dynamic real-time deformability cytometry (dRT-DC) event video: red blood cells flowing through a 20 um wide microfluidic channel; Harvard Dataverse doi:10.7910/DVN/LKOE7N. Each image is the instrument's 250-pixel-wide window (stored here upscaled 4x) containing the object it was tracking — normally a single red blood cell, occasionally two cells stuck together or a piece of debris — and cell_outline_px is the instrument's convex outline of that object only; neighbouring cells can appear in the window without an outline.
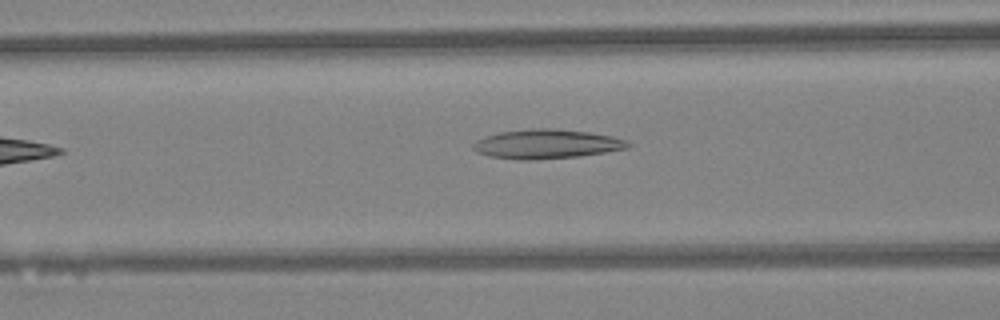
{"species": "Egyptian fruit bat (a non-hibernating species)", "species_latin": "Rousettus aegyptiacus", "temperature_condition": "warm", "stored_images_in_passage": 28, "camera_frame_rate_fps": 3000, "um_per_image_px": 0.085, "animal": {"sex": "female"}, "frame": {"image": 1, "passage_image": 5, "time_ms": 1.333, "image_size_px": [1000, 320], "cell_outline_px": [[632, 144], [628, 148], [604, 152], [576, 156], [528, 160], [516, 160], [488, 156], [476, 152], [472, 148], [472, 144], [476, 140], [484, 136], [500, 132], [528, 128], [556, 128], [588, 132], [612, 136], [628, 140]], "centroid_in_image_um": [46.42, 12.23], "position_along_channel_um": 120.2, "area_um2": 26.59}}
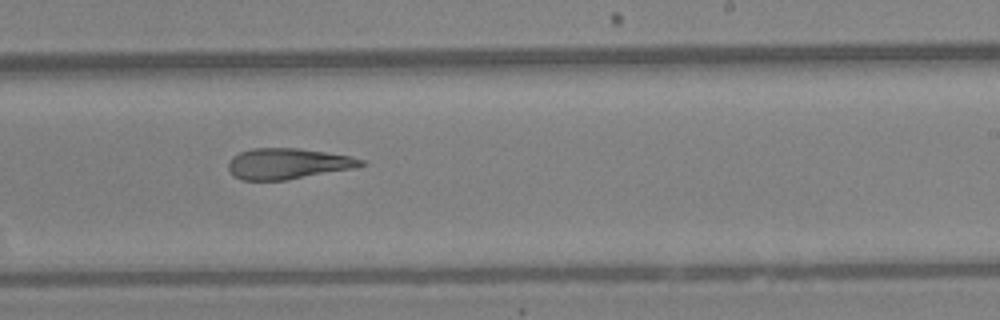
{"frame": {"image": 2, "passage_image": 15, "time_ms": 4.667, "image_size_px": [1000, 320], "cell_outline_px": [[368, 164], [352, 168], [288, 180], [240, 180], [232, 176], [228, 168], [228, 160], [232, 156], [240, 152], [252, 148], [296, 148], [352, 156], [364, 160]], "centroid_in_image_um": [24.42, 13.91], "position_along_channel_um": 264.6, "area_um2": 23.93}}
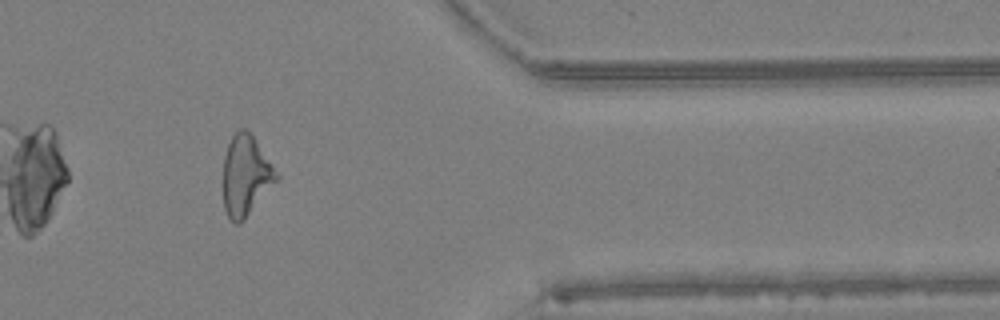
{"frame": {"image": 3, "passage_image": 25, "time_ms": 8.0, "image_size_px": [1000, 320], "cell_outline_px": [[280, 176], [244, 220], [240, 224], [236, 224], [228, 216], [224, 208], [224, 156], [228, 144], [232, 136], [240, 128], [244, 128], [252, 136]], "centroid_in_image_um": [20.87, 14.94], "position_along_channel_um": 390.5, "area_um2": 24.33}, "authors_computed_cell_mechanics": {"area_um2": 24.565, "velocity_mm_per_s": 4.3614, "shape_relaxation_time_tau1_ms": null, "shape_relaxation_time_tau2_ms": 6.7531, "deformation_change_tau1": null, "deformation_change_tau2": 0.2253}}